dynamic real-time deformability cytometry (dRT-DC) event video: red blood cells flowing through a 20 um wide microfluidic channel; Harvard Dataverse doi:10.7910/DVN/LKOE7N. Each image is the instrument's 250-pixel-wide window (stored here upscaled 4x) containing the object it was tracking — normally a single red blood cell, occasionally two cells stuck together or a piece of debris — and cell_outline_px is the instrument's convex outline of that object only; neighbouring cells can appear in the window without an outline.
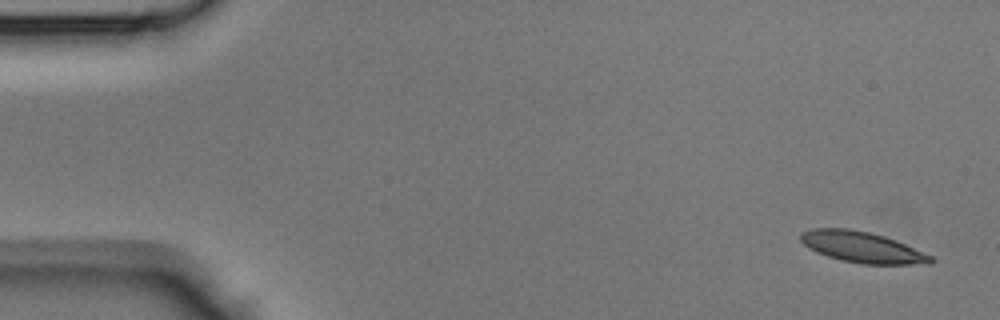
{"species": "Egyptian fruit bat (a non-hibernating species)", "species_latin": "Rousettus aegyptiacus", "temperature_condition": "room temperature", "stored_images_in_passage": 43, "camera_frame_rate_fps": 3000, "um_per_image_px": 0.085, "animal": {"sex": "male"}, "frame": {"image": 1, "passage_image": 1, "time_ms": 0.0, "image_size_px": [1000, 320], "cell_outline_px": [[936, 260], [932, 264], [860, 264], [840, 260], [816, 252], [808, 248], [800, 240], [800, 232], [812, 228], [848, 228], [868, 232], [884, 236], [896, 240], [932, 256]], "centroid_in_image_um": [73.27, 21.01], "position_along_channel_um": 11.7, "area_um2": 23.58}}
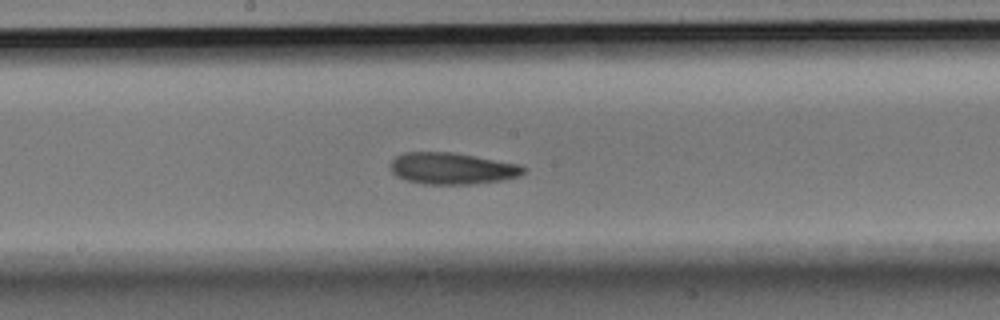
{"frame": {"image": 2, "passage_image": 22, "time_ms": 7.0, "image_size_px": [1000, 320], "cell_outline_px": [[528, 168], [520, 176], [504, 180], [472, 184], [424, 184], [408, 180], [396, 176], [392, 172], [388, 164], [396, 156], [404, 152], [452, 152], [520, 164]], "centroid_in_image_um": [38.44, 14.32], "position_along_channel_um": 209.8, "area_um2": 24.68}}
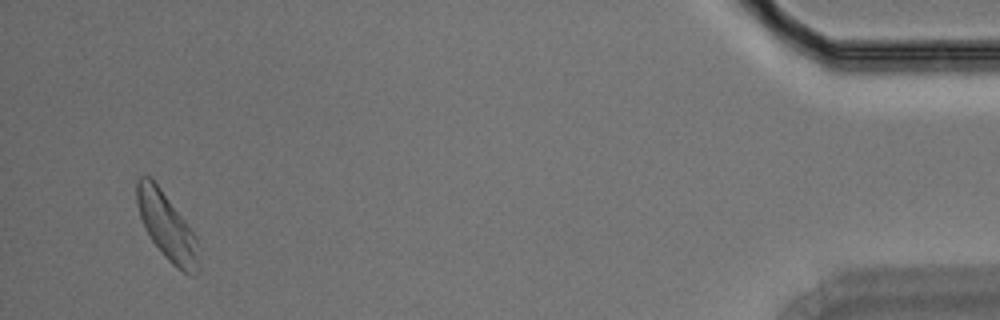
{"frame": {"image": 3, "passage_image": 41, "time_ms": 13.333, "image_size_px": [1000, 320], "cell_outline_px": [[196, 272], [192, 276], [176, 268], [164, 256], [152, 240], [144, 228], [136, 204], [136, 180], [140, 176], [148, 176], [160, 188], [196, 236]], "centroid_in_image_um": [14.11, 19.21], "position_along_channel_um": 421.1, "area_um2": 23.35}}